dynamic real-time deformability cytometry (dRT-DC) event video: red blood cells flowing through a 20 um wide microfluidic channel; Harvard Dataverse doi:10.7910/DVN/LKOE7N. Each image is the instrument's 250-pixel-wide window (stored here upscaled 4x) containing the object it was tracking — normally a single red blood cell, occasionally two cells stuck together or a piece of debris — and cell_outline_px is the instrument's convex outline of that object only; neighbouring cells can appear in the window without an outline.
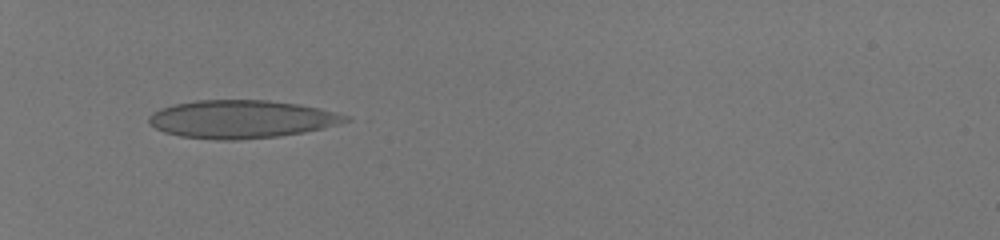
{"species": "human", "species_latin": "Homo sapiens", "temperature_condition": "room temperature", "stored_images_in_passage": 7, "camera_frame_rate_fps": 3000, "um_per_image_px": 0.085, "donor": {"sex": "male"}, "frame": {"image": 1, "passage_image": 1, "time_ms": 0.0, "image_size_px": [1000, 240], "cell_outline_px": [[352, 120], [324, 128], [304, 132], [280, 136], [236, 140], [216, 140], [180, 136], [164, 132], [148, 124], [148, 116], [152, 112], [160, 108], [176, 104], [196, 100], [268, 100], [300, 104], [320, 108], [352, 116]], "centroid_in_image_um": [20.55, 10.13], "position_along_channel_um": 64.5, "area_um2": 43.93}}
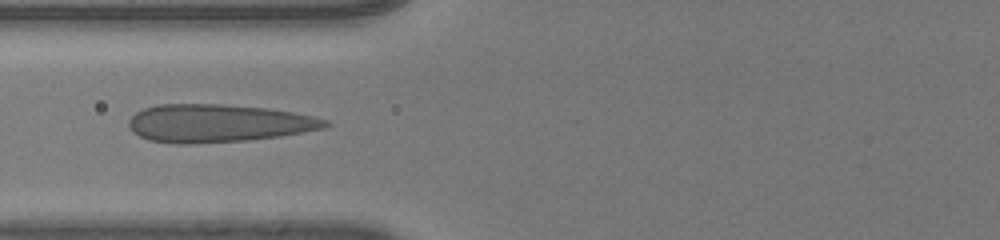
{"frame": {"image": 2, "passage_image": 6, "time_ms": 1.667, "image_size_px": [1000, 240], "cell_outline_px": [[332, 124], [324, 128], [280, 136], [248, 140], [188, 144], [176, 144], [148, 140], [132, 132], [128, 124], [128, 120], [136, 112], [144, 108], [156, 104], [224, 104], [268, 108], [292, 112], [312, 116], [328, 120]], "centroid_in_image_um": [18.51, 10.47], "position_along_channel_um": 107.3, "area_um2": 43.58}}